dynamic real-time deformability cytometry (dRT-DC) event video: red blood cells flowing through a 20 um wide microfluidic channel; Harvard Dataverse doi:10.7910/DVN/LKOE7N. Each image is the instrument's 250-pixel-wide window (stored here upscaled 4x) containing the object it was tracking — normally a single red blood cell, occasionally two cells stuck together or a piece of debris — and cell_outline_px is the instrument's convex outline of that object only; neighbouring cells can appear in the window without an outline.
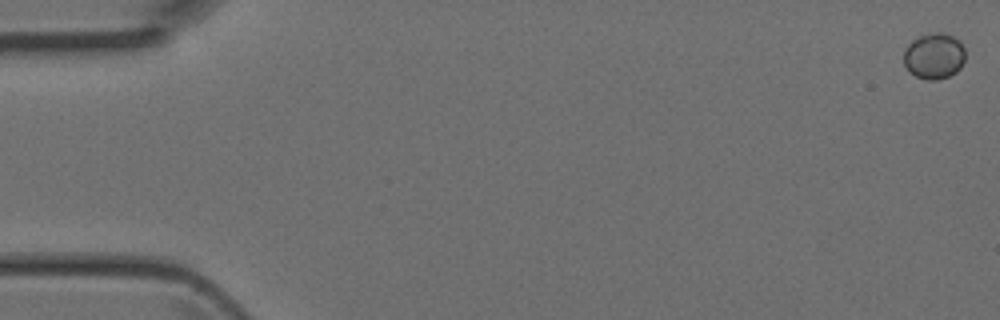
{"species": "Egyptian fruit bat (a non-hibernating species)", "species_latin": "Rousettus aegyptiacus", "temperature_condition": "room temperature", "stored_images_in_passage": 5, "camera_frame_rate_fps": 3000, "um_per_image_px": 0.085, "animal": {"sex": "female"}, "frame": {"image": 1, "passage_image": 1, "time_ms": 0.0, "image_size_px": [1000, 320], "cell_outline_px": [[964, 60], [960, 68], [956, 72], [948, 76], [936, 80], [928, 80], [916, 76], [908, 72], [904, 64], [904, 48], [912, 40], [920, 36], [932, 32], [944, 32], [960, 40], [964, 48]], "centroid_in_image_um": [79.38, 4.75], "position_along_channel_um": 5.6, "area_um2": 16.65}}